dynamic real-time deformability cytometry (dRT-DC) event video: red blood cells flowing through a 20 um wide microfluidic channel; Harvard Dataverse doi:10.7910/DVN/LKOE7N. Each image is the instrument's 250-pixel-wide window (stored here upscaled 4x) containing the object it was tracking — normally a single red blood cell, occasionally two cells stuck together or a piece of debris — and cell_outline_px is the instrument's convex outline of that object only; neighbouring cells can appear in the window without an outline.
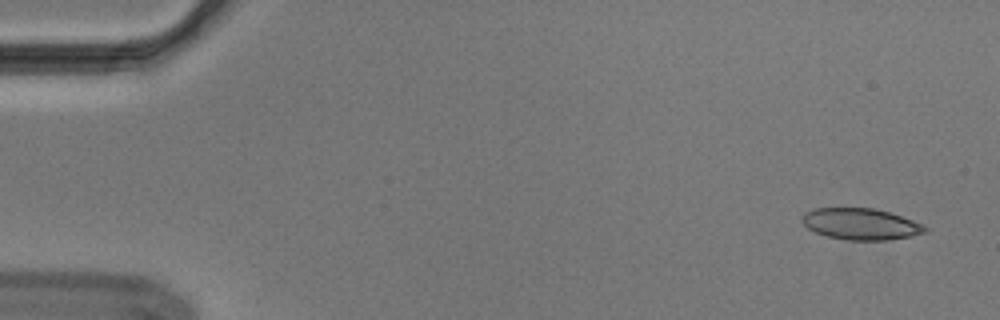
{"species": "Egyptian fruit bat (a non-hibernating species)", "species_latin": "Rousettus aegyptiacus", "temperature_condition": "cold", "stored_images_in_passage": 52, "camera_frame_rate_fps": 3000, "um_per_image_px": 0.085, "animal": {"sex": "male"}, "frame": {"image": 1, "passage_image": 1, "time_ms": 0.0, "image_size_px": [1000, 320], "cell_outline_px": [[928, 232], [888, 240], [848, 240], [828, 236], [816, 232], [808, 228], [800, 220], [800, 216], [804, 212], [812, 208], [872, 208], [888, 212], [924, 224], [928, 228]], "centroid_in_image_um": [73.14, 19.03], "position_along_channel_um": 11.9, "area_um2": 22.48}}
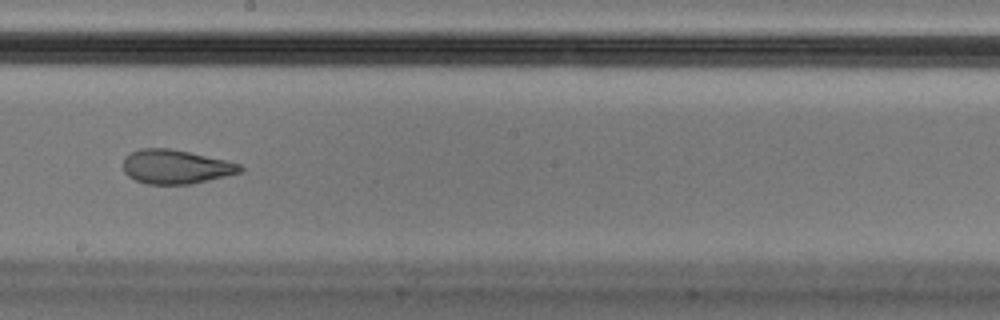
{"frame": {"image": 2, "passage_image": 29, "time_ms": 9.333, "image_size_px": [1000, 320], "cell_outline_px": [[244, 168], [240, 172], [192, 184], [148, 184], [136, 180], [128, 176], [124, 172], [124, 156], [140, 148], [168, 148], [228, 160], [240, 164]], "centroid_in_image_um": [14.93, 14.17], "position_along_channel_um": 233.3, "area_um2": 23.12}}
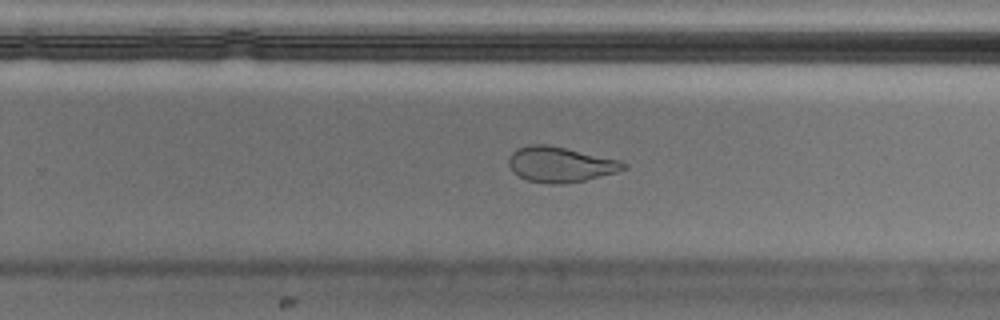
{"frame": {"image": 3, "passage_image": 33, "time_ms": 10.667, "image_size_px": [1000, 320], "cell_outline_px": [[628, 168], [616, 172], [584, 180], [560, 184], [552, 184], [528, 180], [512, 172], [508, 164], [508, 156], [516, 148], [528, 144], [548, 144], [620, 160], [628, 164]], "centroid_in_image_um": [47.6, 13.96], "position_along_channel_um": 282.2, "area_um2": 23.7}}